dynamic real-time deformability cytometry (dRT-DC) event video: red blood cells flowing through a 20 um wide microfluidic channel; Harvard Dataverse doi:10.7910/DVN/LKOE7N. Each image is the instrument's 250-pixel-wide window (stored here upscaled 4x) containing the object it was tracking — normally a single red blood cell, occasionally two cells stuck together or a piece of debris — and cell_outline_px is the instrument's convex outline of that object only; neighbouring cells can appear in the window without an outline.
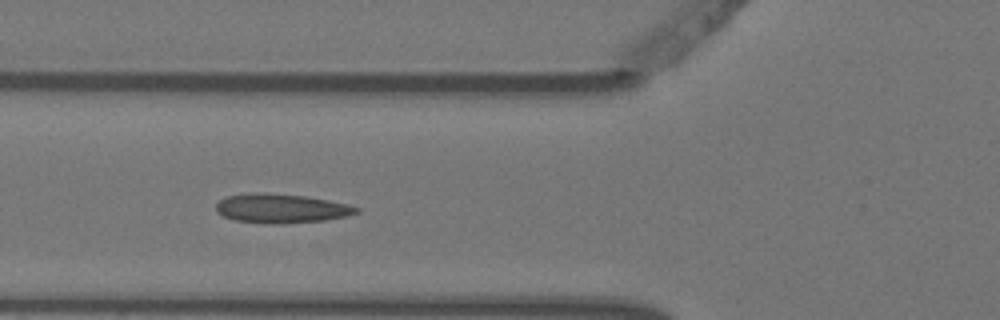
{"species": "Egyptian fruit bat (a non-hibernating species)", "species_latin": "Rousettus aegyptiacus", "temperature_condition": "warm", "stored_images_in_passage": 6, "camera_frame_rate_fps": 3000, "um_per_image_px": 0.085, "animal": {"sex": "female"}, "frame": {"image": 1, "passage_image": 5, "time_ms": 1.333, "image_size_px": [1000, 320], "cell_outline_px": [[360, 212], [344, 216], [324, 220], [276, 224], [268, 224], [236, 220], [224, 216], [216, 212], [216, 204], [220, 200], [228, 196], [252, 192], [260, 192], [304, 196], [328, 200], [348, 204], [360, 208]], "centroid_in_image_um": [23.89, 17.71], "position_along_channel_um": 101.9, "area_um2": 23.7}}
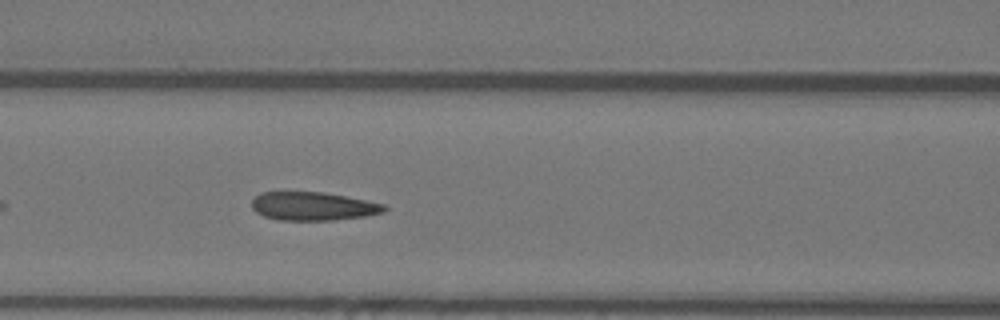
{"frame": {"image": 2, "passage_image": 6, "time_ms": 1.667, "image_size_px": [1000, 320], "cell_outline_px": [[388, 208], [384, 212], [364, 216], [332, 220], [280, 220], [264, 216], [256, 212], [252, 208], [252, 200], [260, 192], [280, 188], [324, 192], [384, 204]], "centroid_in_image_um": [26.5, 17.47], "position_along_channel_um": 140.1, "area_um2": 22.72}}